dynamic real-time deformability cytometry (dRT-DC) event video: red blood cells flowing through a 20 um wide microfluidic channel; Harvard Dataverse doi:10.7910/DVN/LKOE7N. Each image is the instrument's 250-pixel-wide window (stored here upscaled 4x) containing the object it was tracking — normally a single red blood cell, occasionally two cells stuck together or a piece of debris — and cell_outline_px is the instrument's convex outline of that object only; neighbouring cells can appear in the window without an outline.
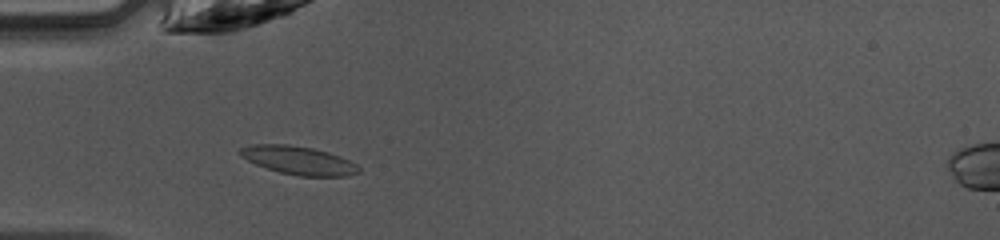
{"species": "common noctule bat (a hibernating species)", "species_latin": "Nyctalus noctula", "temperature_condition": "warm", "stored_images_in_passage": 44, "camera_frame_rate_fps": 3000, "um_per_image_px": 0.085, "animal": {"sex": "female", "body_mass_g": 10.0, "forearm_length_mm": 53.1}, "frame": {"image": 1, "passage_image": 11, "time_ms": 3.333, "image_size_px": [1000, 240], "cell_outline_px": [[360, 172], [348, 176], [300, 176], [280, 172], [256, 164], [240, 156], [240, 148], [252, 144], [288, 144], [312, 148], [328, 152], [340, 156], [356, 164], [360, 168]], "centroid_in_image_um": [25.39, 13.63], "position_along_channel_um": 59.6, "area_um2": 19.48}}
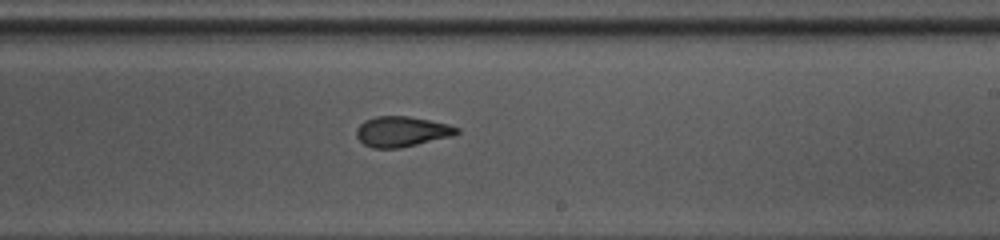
{"frame": {"image": 2, "passage_image": 25, "time_ms": 8.0, "image_size_px": [1000, 240], "cell_outline_px": [[460, 132], [452, 136], [400, 148], [372, 148], [364, 144], [356, 136], [356, 128], [364, 120], [376, 116], [408, 116], [448, 124], [460, 128]], "centroid_in_image_um": [34.14, 11.18], "position_along_channel_um": 254.9, "area_um2": 17.74}}
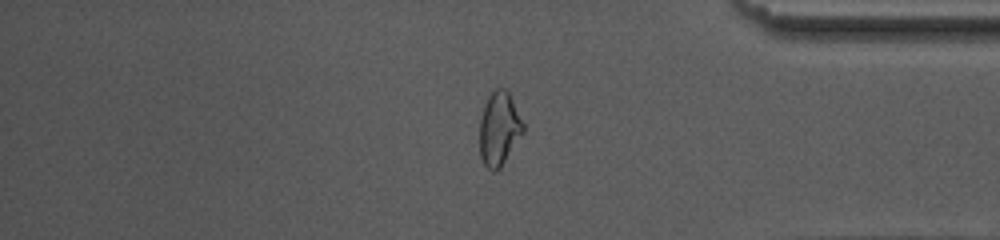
{"frame": {"image": 3, "passage_image": 36, "time_ms": 11.667, "image_size_px": [1000, 240], "cell_outline_px": [[524, 132], [500, 168], [496, 172], [492, 172], [484, 164], [480, 156], [480, 120], [484, 104], [488, 96], [496, 88], [504, 88], [508, 92], [524, 124]], "centroid_in_image_um": [42.42, 10.96], "position_along_channel_um": 392.8, "area_um2": 18.61}, "authors_computed_cell_mechanics": {"area_um2": 18.5249, "velocity_mm_per_s": 4.2371, "shape_relaxation_time_tau1_ms": 8.617, "shape_relaxation_time_tau2_ms": 1.1972, "deformation_change_tau1": 0.2055, "deformation_change_tau2": 0.0702}}